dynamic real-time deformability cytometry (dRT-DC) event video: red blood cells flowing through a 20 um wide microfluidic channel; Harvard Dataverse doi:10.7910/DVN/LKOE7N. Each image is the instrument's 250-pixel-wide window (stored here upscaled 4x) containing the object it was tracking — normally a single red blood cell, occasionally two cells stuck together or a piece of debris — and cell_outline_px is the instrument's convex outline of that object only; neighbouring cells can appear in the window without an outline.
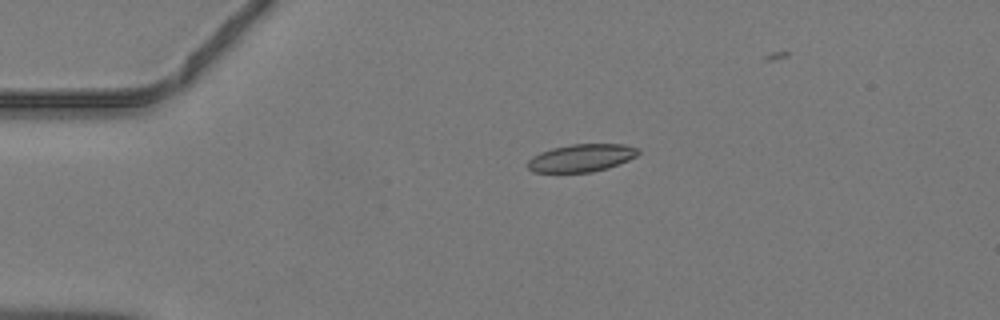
{"species": "common noctule bat (a hibernating species)", "species_latin": "Nyctalus noctula", "temperature_condition": "warm", "stored_images_in_passage": 33, "camera_frame_rate_fps": 3000, "um_per_image_px": 0.085, "animal": {"sex": "male", "body_mass_g": 19.2, "forearm_length_mm": 51.8}, "frame": {"image": 1, "passage_image": 1, "time_ms": 0.0, "image_size_px": [1000, 320], "cell_outline_px": [[640, 152], [636, 156], [628, 160], [608, 168], [592, 172], [532, 172], [528, 168], [528, 160], [532, 156], [540, 152], [552, 148], [572, 144], [624, 144], [640, 148]], "centroid_in_image_um": [49.43, 13.42], "position_along_channel_um": 35.6, "area_um2": 17.86}}
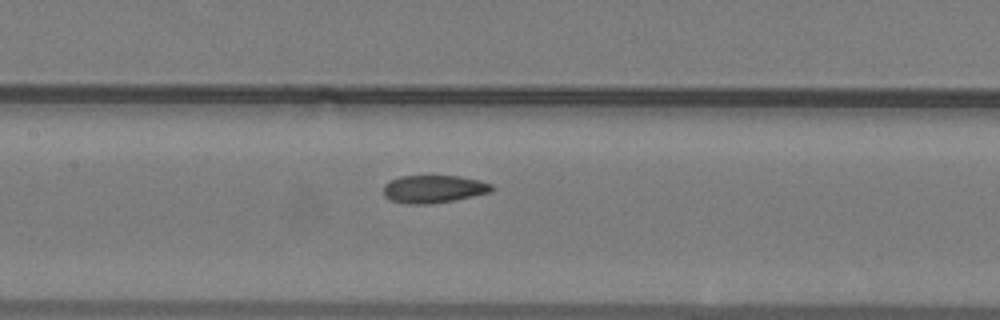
{"frame": {"image": 2, "passage_image": 13, "time_ms": 4.0, "image_size_px": [1000, 320], "cell_outline_px": [[492, 192], [452, 200], [428, 204], [412, 204], [392, 200], [384, 196], [384, 184], [388, 180], [400, 176], [460, 176], [480, 180], [492, 184]], "centroid_in_image_um": [36.85, 16.05], "position_along_channel_um": 170.6, "area_um2": 17.4}}
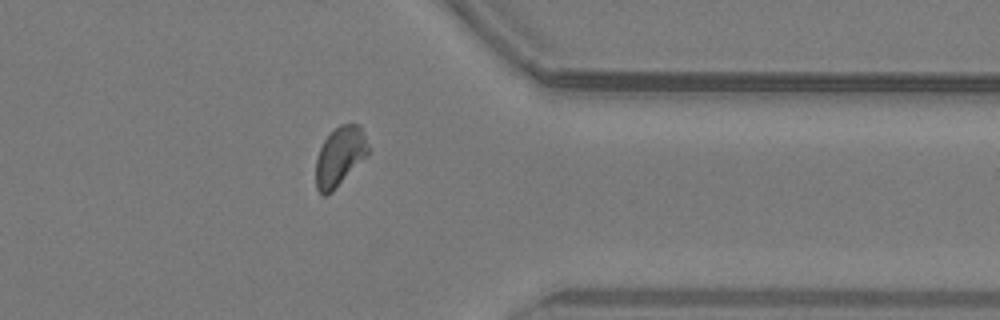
{"frame": {"image": 3, "passage_image": 28, "time_ms": 9.0, "image_size_px": [1000, 320], "cell_outline_px": [[368, 152], [332, 192], [328, 196], [324, 196], [316, 188], [316, 160], [320, 148], [324, 140], [340, 124], [356, 124], [360, 128], [368, 144]], "centroid_in_image_um": [28.84, 13.31], "position_along_channel_um": 382.6, "area_um2": 17.4}}